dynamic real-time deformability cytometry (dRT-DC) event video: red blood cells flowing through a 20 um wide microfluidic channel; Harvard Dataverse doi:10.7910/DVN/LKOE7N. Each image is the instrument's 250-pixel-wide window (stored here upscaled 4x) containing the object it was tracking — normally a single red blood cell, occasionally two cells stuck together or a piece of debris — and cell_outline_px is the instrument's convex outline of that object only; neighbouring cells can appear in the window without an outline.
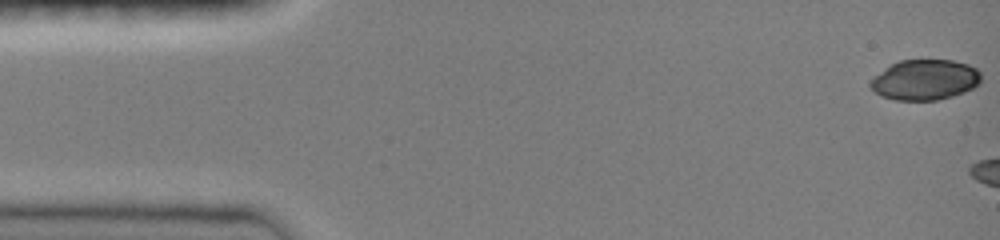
{"species": "common noctule bat (a hibernating species)", "species_latin": "Nyctalus noctula", "temperature_condition": "room temperature", "stored_images_in_passage": 5, "camera_frame_rate_fps": 3000, "um_per_image_px": 0.085, "animal": {"sex": "female", "body_mass_g": 19.0, "forearm_length_mm": 51.5}, "frame": {"image": 1, "passage_image": 1, "time_ms": 0.0, "image_size_px": [1000, 240], "cell_outline_px": [[980, 84], [964, 92], [952, 96], [936, 100], [896, 100], [880, 96], [868, 84], [884, 68], [900, 60], [952, 60], [968, 64], [976, 68], [980, 72]], "centroid_in_image_um": [78.63, 6.78], "position_along_channel_um": 6.4, "area_um2": 25.95}}